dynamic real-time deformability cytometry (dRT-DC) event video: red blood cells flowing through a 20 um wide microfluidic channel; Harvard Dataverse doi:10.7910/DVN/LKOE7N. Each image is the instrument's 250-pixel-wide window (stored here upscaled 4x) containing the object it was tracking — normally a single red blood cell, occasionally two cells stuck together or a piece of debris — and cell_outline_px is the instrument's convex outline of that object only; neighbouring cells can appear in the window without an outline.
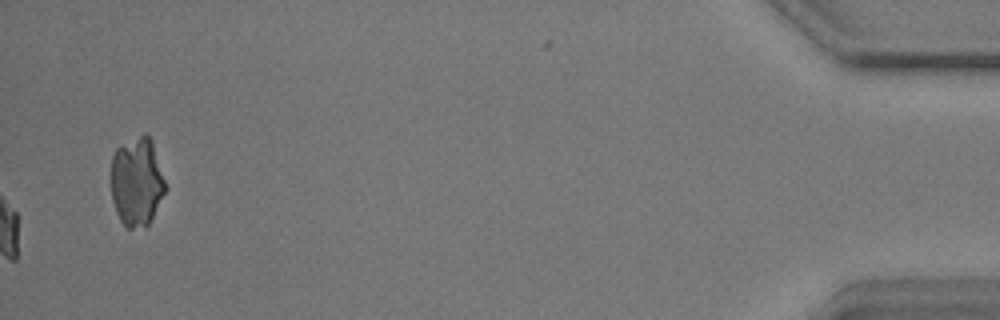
{"species": "common noctule bat (a hibernating species)", "species_latin": "Nyctalus noctula", "temperature_condition": "warm", "stored_images_in_passage": 57, "camera_frame_rate_fps": 3000, "um_per_image_px": 0.085, "animal": {"sex": "male", "body_mass_g": 17.9}, "frame": {"image": 1, "passage_image": 57, "time_ms": 18.667, "image_size_px": [1000, 320], "cell_outline_px": [[168, 188], [148, 224], [144, 228], [128, 228], [120, 220], [116, 212], [112, 200], [108, 176], [112, 156], [116, 148], [144, 132], [152, 140]], "centroid_in_image_um": [11.6, 15.44], "position_along_channel_um": 423.6, "area_um2": 28.9}, "authors_computed_cell_mechanics": {"area_um2": 18.6116, "velocity_mm_per_s": 3.5883, "shape_relaxation_time_tau1_ms": 3.0133, "shape_relaxation_time_tau2_ms": 4.0789, "deformation_change_tau1": 0.1505, "deformation_change_tau2": 0.0953}}